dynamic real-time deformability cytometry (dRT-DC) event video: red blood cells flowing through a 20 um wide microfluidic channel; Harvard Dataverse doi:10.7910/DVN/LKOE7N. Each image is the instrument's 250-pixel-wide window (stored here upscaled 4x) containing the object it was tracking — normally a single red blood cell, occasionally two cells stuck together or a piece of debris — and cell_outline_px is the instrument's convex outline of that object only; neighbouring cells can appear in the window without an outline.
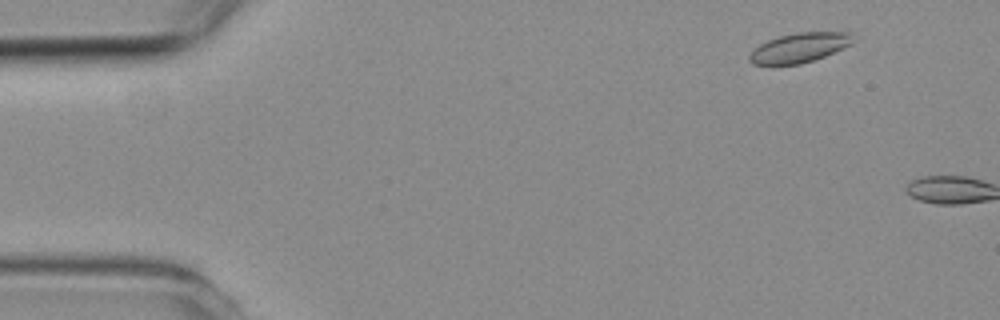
{"species": "common noctule bat (a hibernating species)", "species_latin": "Nyctalus noctula", "temperature_condition": "room temperature", "stored_images_in_passage": 6, "camera_frame_rate_fps": 3000, "um_per_image_px": 0.085, "animal": {"sex": "female", "body_mass_g": 19.3, "forearm_length_mm": 54.1}, "frame": {"image": 1, "passage_image": 2, "time_ms": 1.0, "image_size_px": [1000, 320], "cell_outline_px": [[856, 40], [852, 44], [824, 56], [800, 64], [752, 64], [748, 60], [748, 56], [760, 44], [768, 40], [780, 36], [796, 32], [852, 32]], "centroid_in_image_um": [67.99, 4.04], "position_along_channel_um": 17.0, "area_um2": 17.74}}
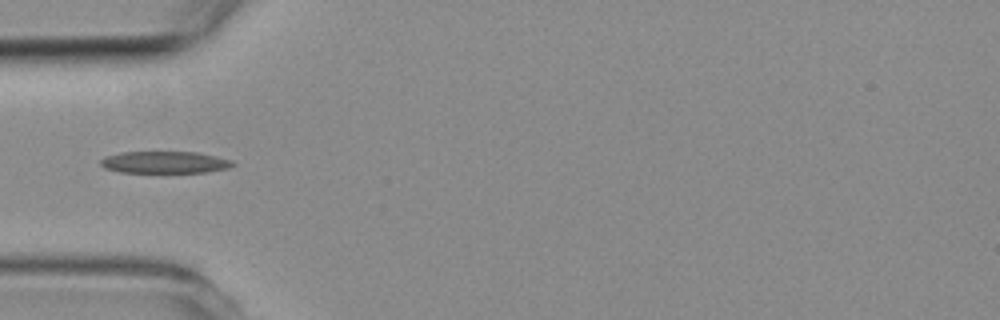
{"frame": {"image": 2, "passage_image": 6, "time_ms": 6.667, "image_size_px": [1000, 320], "cell_outline_px": [[236, 164], [228, 168], [208, 172], [120, 172], [104, 168], [100, 164], [100, 160], [104, 156], [120, 152], [200, 152], [232, 160]], "centroid_in_image_um": [14.0, 13.79], "position_along_channel_um": 71.0, "area_um2": 16.99}}